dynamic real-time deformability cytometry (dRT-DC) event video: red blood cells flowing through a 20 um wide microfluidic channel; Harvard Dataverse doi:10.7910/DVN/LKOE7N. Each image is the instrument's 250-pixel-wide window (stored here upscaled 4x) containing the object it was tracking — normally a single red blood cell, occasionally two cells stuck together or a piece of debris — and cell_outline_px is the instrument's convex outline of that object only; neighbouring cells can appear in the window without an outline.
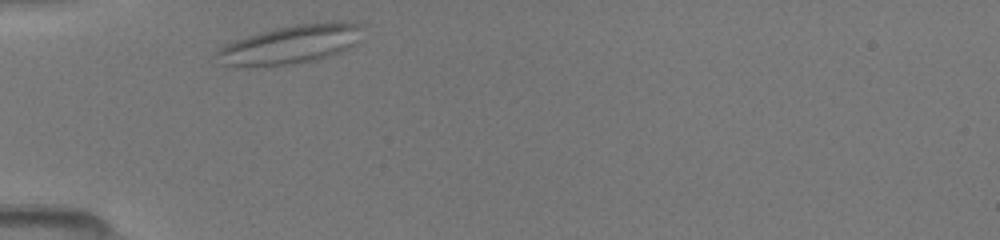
{"species": "common noctule bat (a hibernating species)", "species_latin": "Nyctalus noctula", "temperature_condition": "room temperature", "stored_images_in_passage": 6, "camera_frame_rate_fps": 3000, "um_per_image_px": 0.085, "animal": {"sex": "female", "body_mass_g": 19.5, "forearm_length_mm": 54.1}, "frame": {"image": 1, "passage_image": 1, "time_ms": 0.0, "image_size_px": [1000, 240], "cell_outline_px": [[364, 24], [360, 40], [356, 44], [340, 52], [328, 56], [312, 60], [292, 64], [236, 68], [224, 64], [212, 52], [224, 44], [260, 32], [292, 24], [336, 20], [344, 20]], "centroid_in_image_um": [24.73, 3.75], "position_along_channel_um": 60.3, "area_um2": 33.64}}
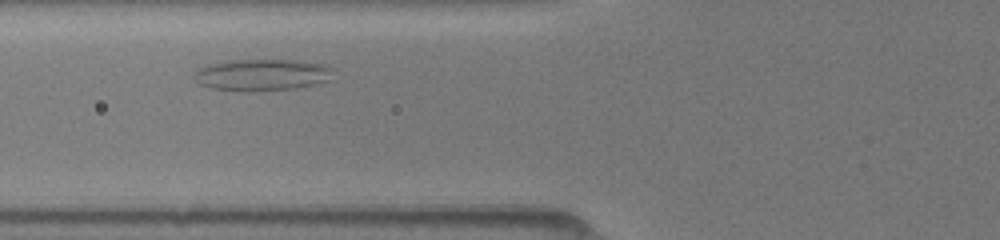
{"frame": {"image": 2, "passage_image": 3, "time_ms": 1.333, "image_size_px": [1000, 240], "cell_outline_px": [[332, 68], [328, 80], [296, 88], [256, 92], [248, 92], [212, 88], [200, 84], [196, 80], [196, 72], [200, 68], [208, 64], [228, 60], [304, 60], [320, 64]], "centroid_in_image_um": [22.24, 6.36], "position_along_channel_um": 103.6, "area_um2": 25.49}}
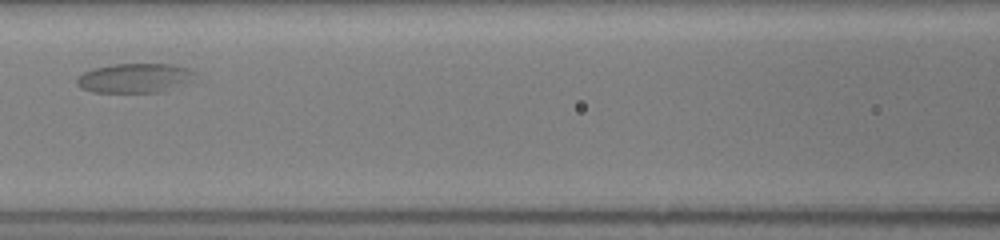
{"frame": {"image": 3, "passage_image": 5, "time_ms": 2.667, "image_size_px": [1000, 240], "cell_outline_px": [[200, 72], [184, 84], [160, 92], [92, 92], [80, 88], [76, 84], [76, 76], [92, 68], [116, 64], [168, 64], [188, 68]], "centroid_in_image_um": [11.42, 6.63], "position_along_channel_um": 155.2, "area_um2": 20.35}}